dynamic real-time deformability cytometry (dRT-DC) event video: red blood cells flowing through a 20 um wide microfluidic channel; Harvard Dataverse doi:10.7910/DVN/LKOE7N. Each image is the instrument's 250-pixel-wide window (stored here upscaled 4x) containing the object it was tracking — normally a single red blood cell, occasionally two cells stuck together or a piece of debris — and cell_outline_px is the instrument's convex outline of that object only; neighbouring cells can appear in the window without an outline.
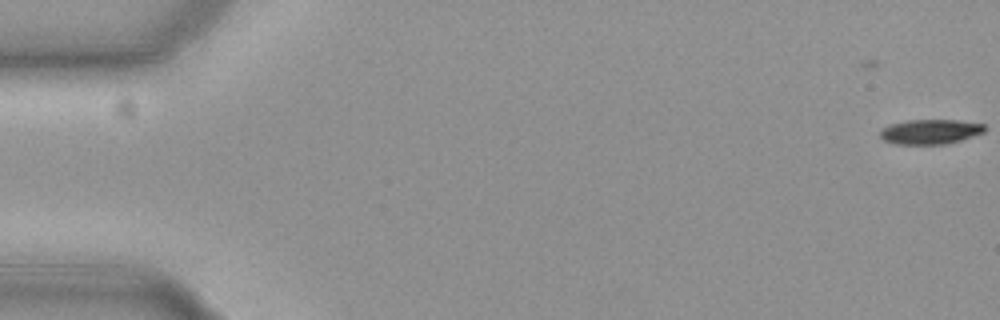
{"species": "common noctule bat (a hibernating species)", "species_latin": "Nyctalus noctula", "temperature_condition": "cold", "stored_images_in_passage": 5, "camera_frame_rate_fps": 3000, "um_per_image_px": 0.085, "animal": {"sex": "female", "body_mass_g": 19.3, "forearm_length_mm": 54.1}, "frame": {"image": 1, "passage_image": 5, "time_ms": 1.333, "image_size_px": [1000, 320], "cell_outline_px": [[984, 132], [960, 140], [944, 144], [896, 144], [884, 140], [880, 136], [880, 132], [884, 128], [892, 124], [912, 120], [956, 120], [984, 124]], "centroid_in_image_um": [79.08, 11.2], "position_along_channel_um": 5.9, "area_um2": 14.74}}